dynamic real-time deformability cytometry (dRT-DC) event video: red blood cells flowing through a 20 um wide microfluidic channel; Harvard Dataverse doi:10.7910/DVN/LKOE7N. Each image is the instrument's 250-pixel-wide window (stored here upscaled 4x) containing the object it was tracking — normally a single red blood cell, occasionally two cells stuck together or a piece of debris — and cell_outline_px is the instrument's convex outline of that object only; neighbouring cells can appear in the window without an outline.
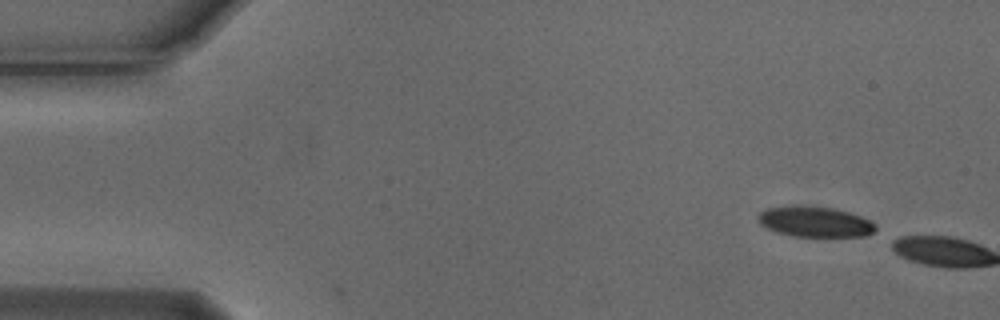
{"species": "Egyptian fruit bat (a non-hibernating species)", "species_latin": "Rousettus aegyptiacus", "temperature_condition": "cold", "stored_images_in_passage": 2, "camera_frame_rate_fps": 3000, "um_per_image_px": 0.085, "animal": {"sex": "male"}, "frame": {"image": 1, "passage_image": 1, "time_ms": 0.0, "image_size_px": [1000, 320], "cell_outline_px": [[876, 228], [872, 232], [864, 236], [792, 236], [776, 232], [760, 224], [756, 216], [760, 212], [768, 208], [796, 204], [800, 204], [832, 208], [848, 212], [860, 216], [876, 224]], "centroid_in_image_um": [69.22, 18.83], "position_along_channel_um": 15.8, "area_um2": 20.92}}